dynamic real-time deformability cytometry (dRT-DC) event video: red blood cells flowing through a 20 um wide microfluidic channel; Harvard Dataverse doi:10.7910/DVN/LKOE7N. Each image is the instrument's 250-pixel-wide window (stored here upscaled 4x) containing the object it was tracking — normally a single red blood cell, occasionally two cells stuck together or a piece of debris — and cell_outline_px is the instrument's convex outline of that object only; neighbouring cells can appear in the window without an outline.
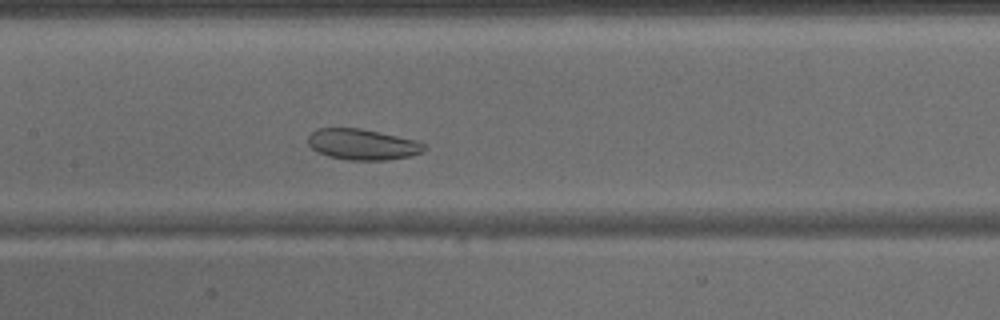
{"species": "common noctule bat (a hibernating species)", "species_latin": "Nyctalus noctula", "temperature_condition": "warm", "stored_images_in_passage": 46, "camera_frame_rate_fps": 3000, "um_per_image_px": 0.085, "animal": {"sex": "male", "body_mass_g": 15.6}, "frame": {"image": 1, "passage_image": 22, "time_ms": 7.0, "image_size_px": [1000, 320], "cell_outline_px": [[428, 148], [412, 156], [388, 160], [348, 160], [328, 156], [312, 148], [308, 144], [308, 136], [316, 128], [360, 128], [416, 140], [428, 144]], "centroid_in_image_um": [30.85, 12.27], "position_along_channel_um": 176.6, "area_um2": 20.98}}
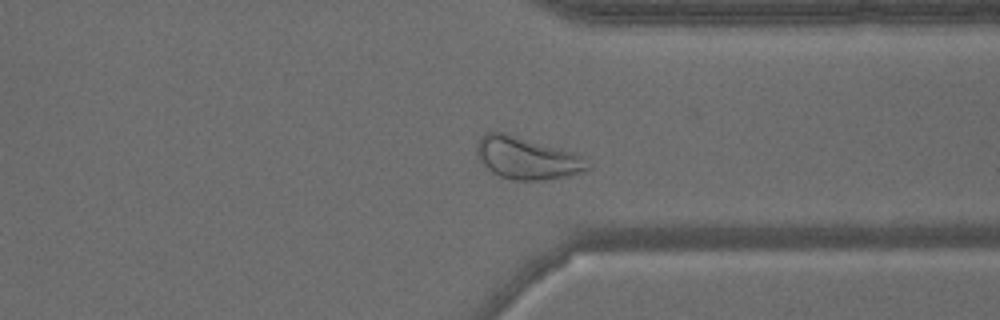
{"frame": {"image": 2, "passage_image": 35, "time_ms": 11.333, "image_size_px": [1000, 320], "cell_outline_px": [[592, 168], [584, 172], [548, 180], [512, 180], [500, 176], [492, 172], [480, 160], [476, 152], [476, 144], [480, 136], [484, 132], [504, 132], [560, 148], [572, 152], [580, 156], [592, 164]], "centroid_in_image_um": [44.79, 13.44], "position_along_channel_um": 366.6, "area_um2": 27.4}}
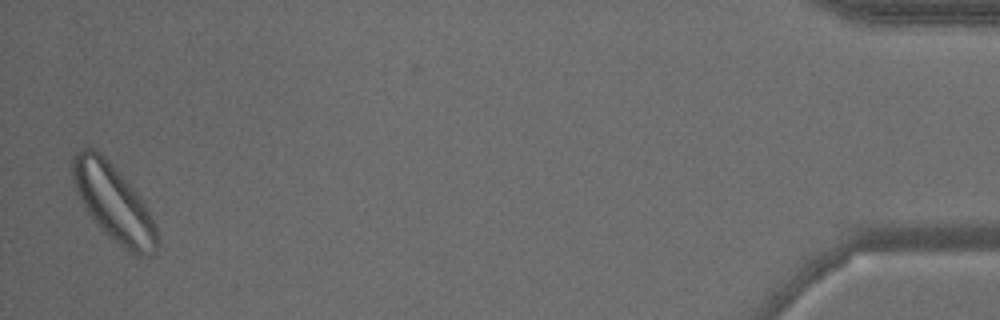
{"frame": {"image": 3, "passage_image": 45, "time_ms": 14.667, "image_size_px": [1000, 320], "cell_outline_px": [[156, 252], [148, 256], [136, 256], [128, 252], [112, 240], [96, 224], [84, 208], [76, 192], [72, 176], [72, 156], [84, 144], [96, 148], [116, 168], [136, 192], [144, 204], [156, 228]], "centroid_in_image_um": [9.59, 17.21], "position_along_channel_um": 425.6, "area_um2": 37.74}}